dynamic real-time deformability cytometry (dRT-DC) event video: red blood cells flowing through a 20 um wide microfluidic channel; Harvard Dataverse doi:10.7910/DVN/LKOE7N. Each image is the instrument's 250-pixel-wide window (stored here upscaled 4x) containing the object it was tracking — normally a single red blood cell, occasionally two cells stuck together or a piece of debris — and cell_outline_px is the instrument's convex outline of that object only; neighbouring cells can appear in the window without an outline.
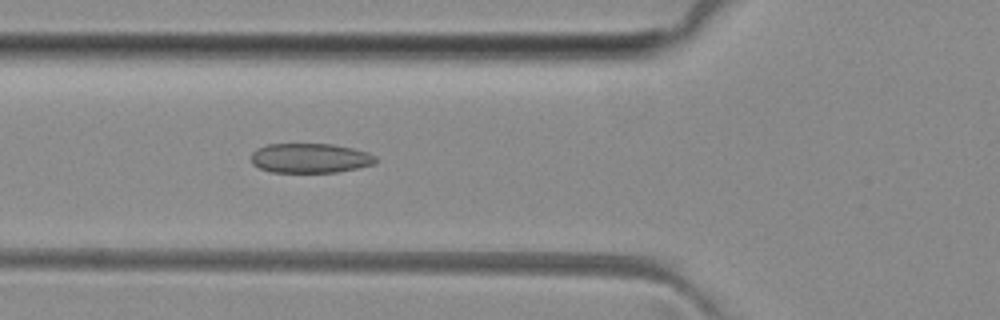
{"species": "common noctule bat (a hibernating species)", "species_latin": "Nyctalus noctula", "temperature_condition": "room temperature", "stored_images_in_passage": 6, "camera_frame_rate_fps": 3000, "um_per_image_px": 0.085, "animal": {"sex": "female", "body_mass_g": 29.2, "forearm_length_mm": 56.3}, "frame": {"image": 1, "passage_image": 6, "time_ms": 5.667, "image_size_px": [1000, 320], "cell_outline_px": [[380, 160], [376, 164], [336, 172], [272, 172], [260, 168], [252, 164], [252, 152], [256, 148], [268, 144], [332, 144], [352, 148], [368, 152], [376, 156]], "centroid_in_image_um": [26.39, 13.44], "position_along_channel_um": 99.4, "area_um2": 21.62}}